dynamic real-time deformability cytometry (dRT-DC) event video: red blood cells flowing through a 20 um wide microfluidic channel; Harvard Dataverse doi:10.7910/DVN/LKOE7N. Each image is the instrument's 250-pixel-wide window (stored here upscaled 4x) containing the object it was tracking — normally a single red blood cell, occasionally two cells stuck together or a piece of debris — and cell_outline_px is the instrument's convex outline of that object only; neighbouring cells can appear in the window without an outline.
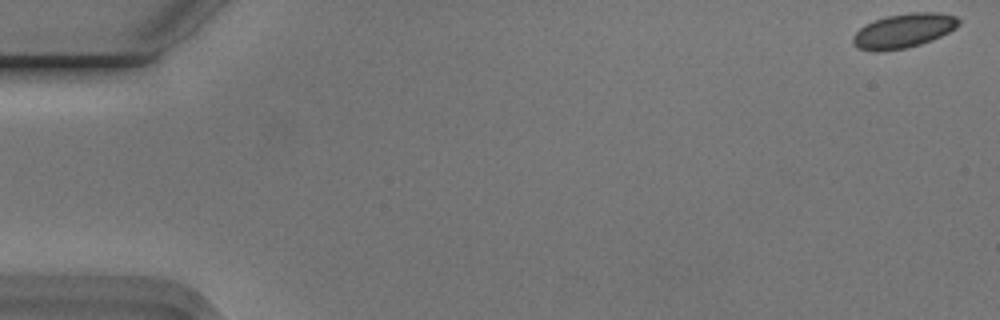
{"species": "Egyptian fruit bat (a non-hibernating species)", "species_latin": "Rousettus aegyptiacus", "temperature_condition": "cold", "stored_images_in_passage": 55, "camera_frame_rate_fps": 3000, "um_per_image_px": 0.085, "animal": {"sex": "male"}, "frame": {"image": 1, "passage_image": 1, "time_ms": 0.0, "image_size_px": [1000, 320], "cell_outline_px": [[960, 24], [956, 28], [932, 40], [920, 44], [904, 48], [884, 52], [876, 52], [860, 48], [852, 44], [852, 36], [864, 24], [888, 16], [908, 12], [940, 12], [956, 16], [960, 20]], "centroid_in_image_um": [76.81, 2.61], "position_along_channel_um": 8.2, "area_um2": 21.27}}
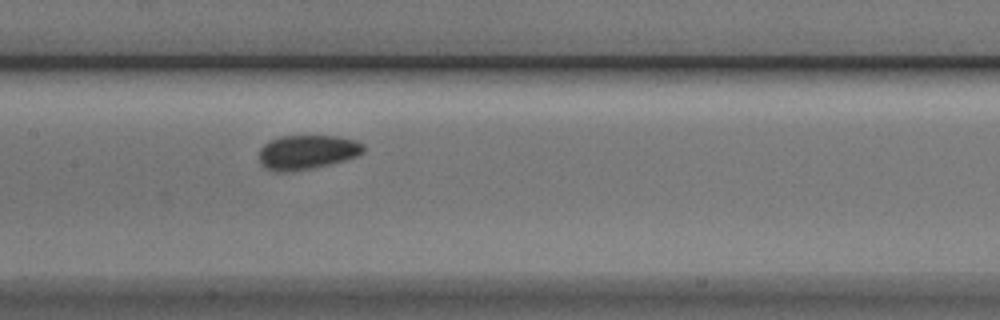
{"frame": {"image": 2, "passage_image": 27, "time_ms": 8.667, "image_size_px": [1000, 320], "cell_outline_px": [[364, 152], [356, 156], [332, 164], [292, 172], [276, 172], [264, 168], [260, 164], [260, 148], [264, 144], [280, 136], [336, 136], [356, 140], [364, 144]], "centroid_in_image_um": [26.1, 12.94], "position_along_channel_um": 181.3, "area_um2": 21.04}}
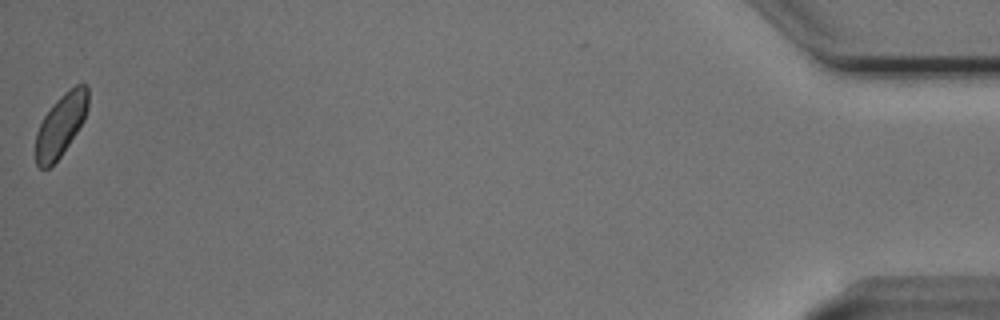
{"frame": {"image": 3, "passage_image": 55, "time_ms": 18.0, "image_size_px": [1000, 320], "cell_outline_px": [[88, 108], [84, 120], [60, 156], [48, 168], [40, 168], [36, 164], [36, 132], [44, 116], [52, 104], [64, 92], [76, 84], [84, 84], [88, 88]], "centroid_in_image_um": [5.17, 10.6], "position_along_channel_um": 430.0, "area_um2": 18.79}, "authors_computed_cell_mechanics": {"area_um2": 20.7502, "velocity_mm_per_s": 3.7234, "shape_relaxation_time_tau1_ms": 9.655, "shape_relaxation_time_tau2_ms": null, "deformation_change_tau1": 0.0984, "deformation_change_tau2": null}}